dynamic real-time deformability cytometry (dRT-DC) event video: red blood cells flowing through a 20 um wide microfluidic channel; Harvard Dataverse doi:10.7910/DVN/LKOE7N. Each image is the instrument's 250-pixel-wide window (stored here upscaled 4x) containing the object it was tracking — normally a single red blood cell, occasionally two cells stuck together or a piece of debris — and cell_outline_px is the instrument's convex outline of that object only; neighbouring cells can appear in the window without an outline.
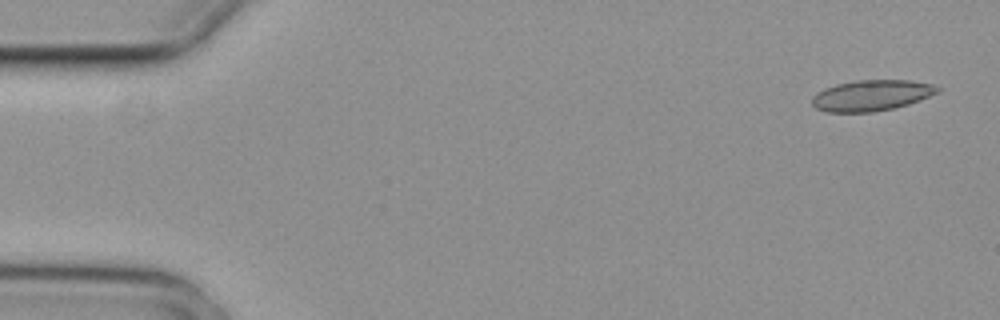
{"species": "common noctule bat (a hibernating species)", "species_latin": "Nyctalus noctula", "temperature_condition": "cold", "stored_images_in_passage": 4, "camera_frame_rate_fps": 3000, "um_per_image_px": 0.085, "animal": {"sex": "female", "body_mass_g": 29.2, "forearm_length_mm": 56.3}, "frame": {"image": 1, "passage_image": 1, "time_ms": 0.0, "image_size_px": [1000, 320], "cell_outline_px": [[940, 92], [920, 100], [908, 104], [892, 108], [872, 112], [828, 112], [816, 108], [812, 104], [812, 96], [816, 92], [824, 88], [836, 84], [856, 80], [912, 80], [932, 84], [940, 88]], "centroid_in_image_um": [74.07, 8.1], "position_along_channel_um": 10.9, "area_um2": 22.66}}
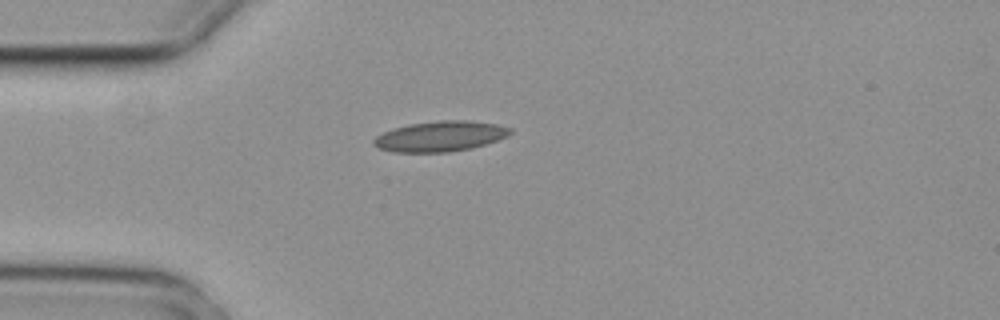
{"frame": {"image": 2, "passage_image": 3, "time_ms": 0.667, "image_size_px": [1000, 320], "cell_outline_px": [[512, 132], [508, 136], [472, 148], [448, 152], [392, 152], [380, 148], [372, 144], [372, 140], [376, 136], [392, 128], [408, 124], [440, 120], [472, 120], [496, 124], [512, 128]], "centroid_in_image_um": [37.41, 11.57], "position_along_channel_um": 47.6, "area_um2": 24.28}}